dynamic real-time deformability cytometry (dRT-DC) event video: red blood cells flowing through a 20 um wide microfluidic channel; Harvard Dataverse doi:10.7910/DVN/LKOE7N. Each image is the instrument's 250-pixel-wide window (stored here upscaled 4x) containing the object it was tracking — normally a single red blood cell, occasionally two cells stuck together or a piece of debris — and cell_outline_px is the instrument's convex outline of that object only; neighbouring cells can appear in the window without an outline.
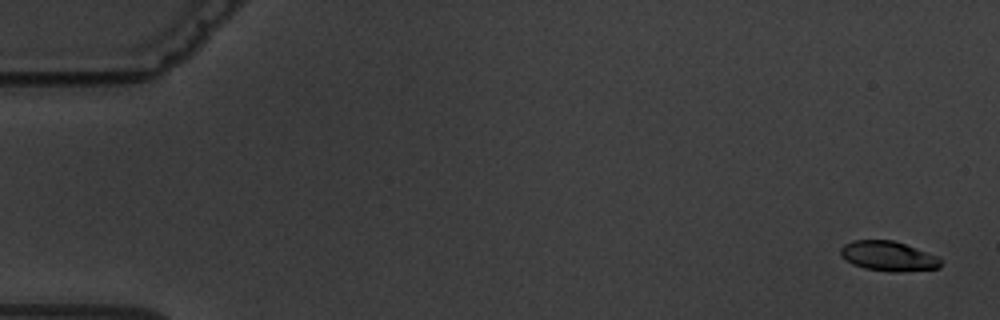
{"species": "common noctule bat (a hibernating species)", "species_latin": "Nyctalus noctula", "temperature_condition": "warm", "stored_images_in_passage": 4, "camera_frame_rate_fps": 3000, "um_per_image_px": 0.085, "animal": {"sex": "male", "body_mass_g": 19.5, "forearm_length_mm": 54.6}, "frame": {"image": 1, "passage_image": 1, "time_ms": 0.0, "image_size_px": [1000, 320], "cell_outline_px": [[940, 268], [900, 272], [892, 272], [864, 268], [852, 264], [840, 252], [840, 248], [844, 244], [852, 240], [892, 240], [916, 248], [936, 256], [940, 260]], "centroid_in_image_um": [75.49, 21.77], "position_along_channel_um": 9.5, "area_um2": 17.17}}
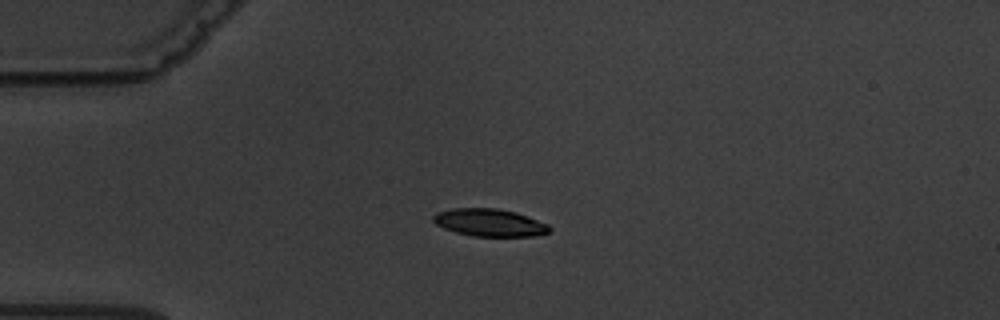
{"frame": {"image": 2, "passage_image": 4, "time_ms": 4.333, "image_size_px": [1000, 320], "cell_outline_px": [[552, 228], [548, 232], [532, 236], [472, 236], [456, 232], [444, 228], [436, 224], [432, 220], [432, 216], [436, 212], [452, 208], [496, 208], [516, 212], [548, 224]], "centroid_in_image_um": [41.58, 18.91], "position_along_channel_um": 43.4, "area_um2": 18.61}}